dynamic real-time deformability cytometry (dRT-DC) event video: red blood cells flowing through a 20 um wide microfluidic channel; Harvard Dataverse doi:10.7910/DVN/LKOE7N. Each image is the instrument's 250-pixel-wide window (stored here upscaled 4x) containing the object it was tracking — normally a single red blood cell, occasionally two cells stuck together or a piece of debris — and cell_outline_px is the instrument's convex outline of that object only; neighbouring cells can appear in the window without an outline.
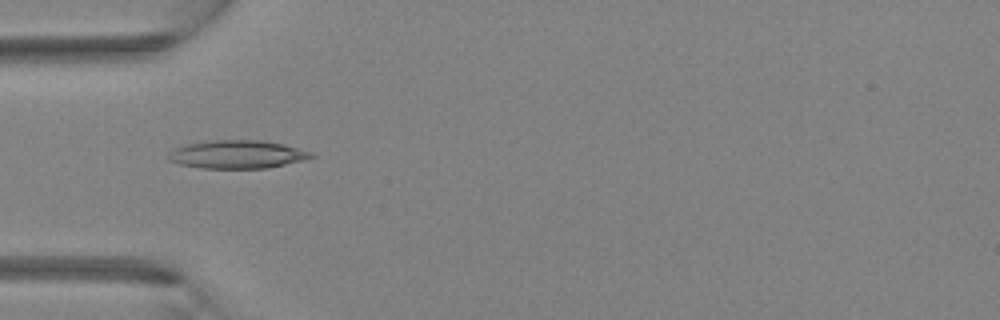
{"species": "Egyptian fruit bat (a non-hibernating species)", "species_latin": "Rousettus aegyptiacus", "temperature_condition": "room temperature", "stored_images_in_passage": 3, "camera_frame_rate_fps": 3000, "um_per_image_px": 0.085, "animal": {"sex": "female"}, "frame": {"image": 1, "passage_image": 3, "time_ms": 0.667, "image_size_px": [1000, 320], "cell_outline_px": [[316, 156], [304, 160], [268, 168], [200, 168], [180, 164], [168, 160], [164, 156], [172, 148], [184, 144], [212, 140], [260, 140], [284, 144], [312, 152]], "centroid_in_image_um": [20.11, 13.12], "position_along_channel_um": 64.9, "area_um2": 23.76}}